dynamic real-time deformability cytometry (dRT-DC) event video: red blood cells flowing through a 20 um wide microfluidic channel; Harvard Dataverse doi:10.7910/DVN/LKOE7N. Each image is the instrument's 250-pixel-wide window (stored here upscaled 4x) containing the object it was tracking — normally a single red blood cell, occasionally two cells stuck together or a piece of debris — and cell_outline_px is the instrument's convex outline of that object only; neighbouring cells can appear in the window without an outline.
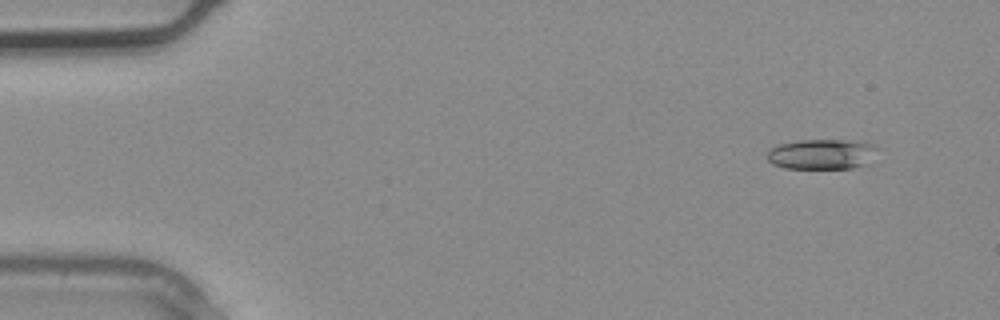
{"species": "common noctule bat (a hibernating species)", "species_latin": "Nyctalus noctula", "temperature_condition": "warm", "stored_images_in_passage": 2, "camera_frame_rate_fps": 3000, "um_per_image_px": 0.085, "animal": {"sex": "male", "body_mass_g": 20.4}, "frame": {"image": 1, "passage_image": 1, "time_ms": 0.0, "image_size_px": [1000, 320], "cell_outline_px": [[880, 148], [872, 164], [852, 168], [784, 168], [772, 164], [768, 160], [768, 152], [776, 144], [800, 140], [844, 140], [876, 144]], "centroid_in_image_um": [69.95, 13.11], "position_along_channel_um": 15.1, "area_um2": 19.88}}
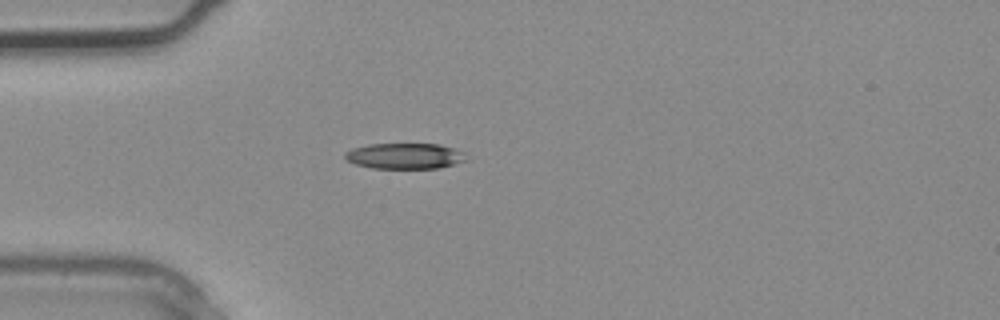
{"frame": {"image": 2, "passage_image": 2, "time_ms": 0.333, "image_size_px": [1000, 320], "cell_outline_px": [[468, 160], [440, 168], [372, 168], [356, 164], [348, 160], [344, 156], [344, 152], [352, 148], [368, 144], [440, 144], [464, 152]], "centroid_in_image_um": [34.42, 13.25], "position_along_channel_um": 50.6, "area_um2": 18.21}}